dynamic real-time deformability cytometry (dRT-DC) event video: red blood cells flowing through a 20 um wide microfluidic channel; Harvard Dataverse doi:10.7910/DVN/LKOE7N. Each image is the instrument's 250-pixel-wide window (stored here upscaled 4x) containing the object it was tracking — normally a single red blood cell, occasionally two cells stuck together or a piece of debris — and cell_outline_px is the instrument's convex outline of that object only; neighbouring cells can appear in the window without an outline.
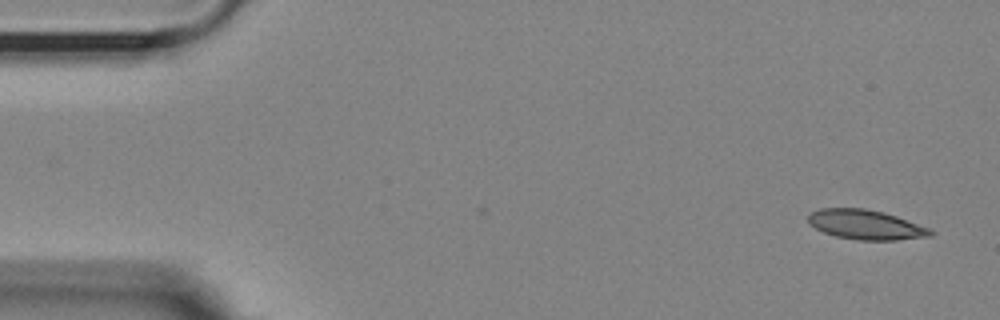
{"species": "Egyptian fruit bat (a non-hibernating species)", "species_latin": "Rousettus aegyptiacus", "temperature_condition": "room temperature", "stored_images_in_passage": 38, "camera_frame_rate_fps": 3000, "um_per_image_px": 0.085, "animal": {"sex": "female"}, "frame": {"image": 1, "passage_image": 1, "time_ms": 0.0, "image_size_px": [1000, 320], "cell_outline_px": [[936, 232], [932, 236], [896, 240], [856, 240], [836, 236], [824, 232], [808, 224], [808, 216], [812, 212], [820, 208], [864, 208], [884, 212], [896, 216], [928, 228]], "centroid_in_image_um": [73.58, 19.1], "position_along_channel_um": 11.4, "area_um2": 21.1}}
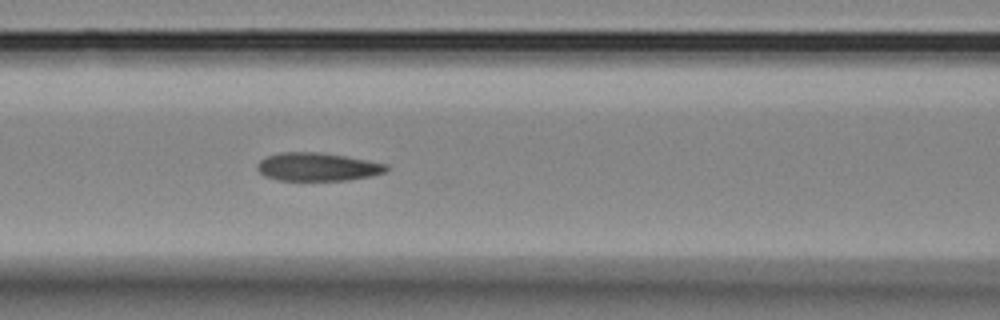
{"frame": {"image": 2, "passage_image": 21, "time_ms": 6.667, "image_size_px": [1000, 320], "cell_outline_px": [[388, 168], [384, 172], [368, 176], [348, 180], [280, 180], [264, 176], [256, 168], [256, 164], [260, 160], [268, 156], [280, 152], [320, 152], [368, 160], [388, 164]], "centroid_in_image_um": [26.96, 14.17], "position_along_channel_um": 139.6, "area_um2": 21.1}}
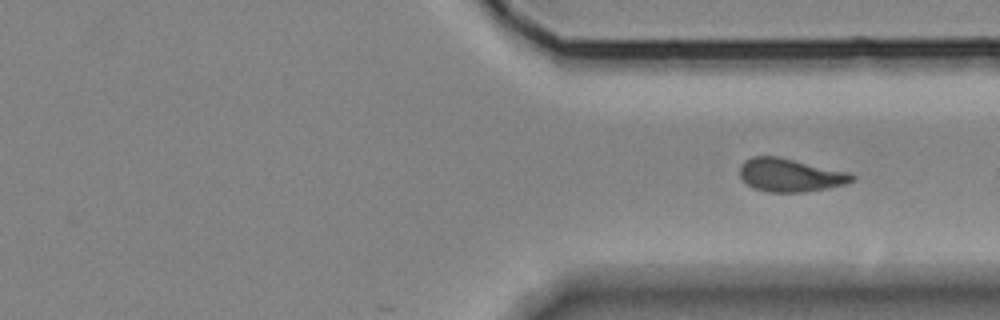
{"frame": {"image": 3, "passage_image": 38, "time_ms": 12.333, "image_size_px": [1000, 320], "cell_outline_px": [[856, 180], [848, 184], [828, 188], [804, 192], [768, 192], [752, 188], [740, 176], [740, 164], [744, 160], [752, 156], [776, 156], [852, 172], [856, 176]], "centroid_in_image_um": [67.22, 14.88], "position_along_channel_um": 344.2, "area_um2": 22.08}}